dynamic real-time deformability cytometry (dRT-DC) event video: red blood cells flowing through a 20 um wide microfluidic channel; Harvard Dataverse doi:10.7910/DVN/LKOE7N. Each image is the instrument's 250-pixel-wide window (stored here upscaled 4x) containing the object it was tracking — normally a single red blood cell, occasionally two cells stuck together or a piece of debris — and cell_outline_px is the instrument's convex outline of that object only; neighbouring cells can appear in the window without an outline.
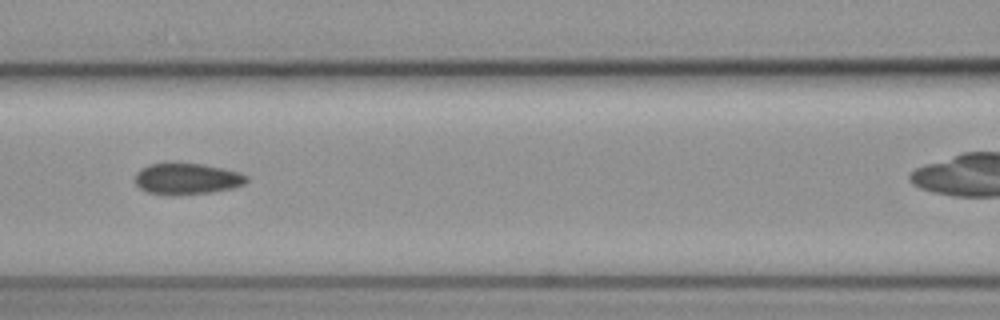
{"species": "common noctule bat (a hibernating species)", "species_latin": "Nyctalus noctula", "temperature_condition": "cold", "stored_images_in_passage": 8, "camera_frame_rate_fps": 3000, "um_per_image_px": 0.085, "animal": {"sex": "female", "body_mass_g": 19.3, "forearm_length_mm": 54.1}, "frame": {"image": 1, "passage_image": 6, "time_ms": 1.667, "image_size_px": [1000, 320], "cell_outline_px": [[248, 180], [244, 184], [232, 188], [212, 192], [148, 192], [140, 188], [136, 184], [136, 172], [140, 168], [148, 164], [204, 164], [224, 168], [240, 172], [248, 176]], "centroid_in_image_um": [15.95, 15.15], "position_along_channel_um": 150.7, "area_um2": 19.42}}